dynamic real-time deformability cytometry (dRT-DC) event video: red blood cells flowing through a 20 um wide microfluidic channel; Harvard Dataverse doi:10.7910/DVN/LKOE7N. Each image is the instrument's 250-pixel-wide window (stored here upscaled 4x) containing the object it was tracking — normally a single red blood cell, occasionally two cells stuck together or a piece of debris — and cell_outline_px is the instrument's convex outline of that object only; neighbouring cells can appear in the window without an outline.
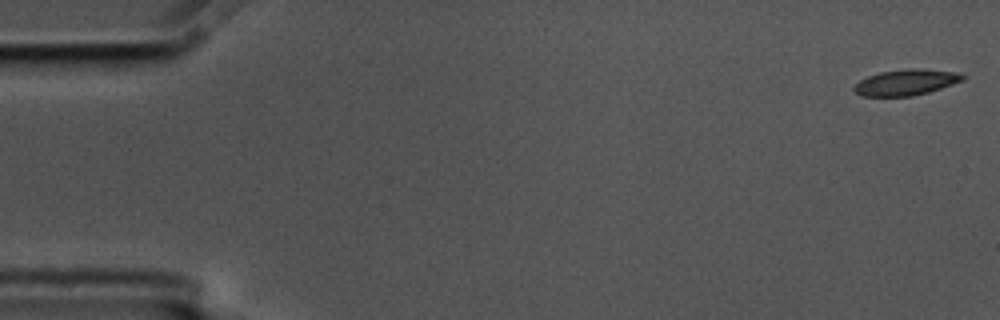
{"species": "common noctule bat (a hibernating species)", "species_latin": "Nyctalus noctula", "temperature_condition": "cold", "stored_images_in_passage": 56, "camera_frame_rate_fps": 3000, "um_per_image_px": 0.085, "animal": {"sex": "male", "body_mass_g": 17.5, "forearm_length_mm": 52.3}, "frame": {"image": 1, "passage_image": 1, "time_ms": 0.0, "image_size_px": [1000, 320], "cell_outline_px": [[968, 76], [964, 80], [928, 92], [912, 96], [860, 96], [852, 88], [860, 80], [868, 76], [880, 72], [908, 68], [920, 68], [960, 72]], "centroid_in_image_um": [77.05, 6.98], "position_along_channel_um": 7.9, "area_um2": 16.53}}
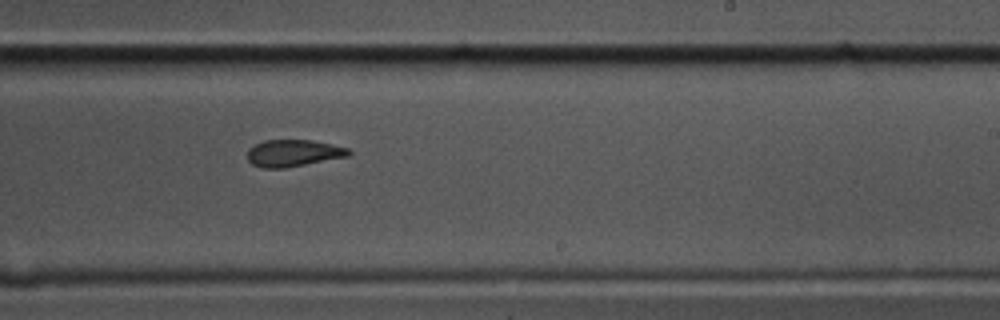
{"frame": {"image": 2, "passage_image": 34, "time_ms": 11.0, "image_size_px": [1000, 320], "cell_outline_px": [[352, 152], [348, 156], [284, 168], [260, 168], [252, 164], [248, 160], [248, 148], [252, 144], [264, 140], [312, 140], [332, 144], [348, 148]], "centroid_in_image_um": [24.89, 13.0], "position_along_channel_um": 264.1, "area_um2": 15.95}}
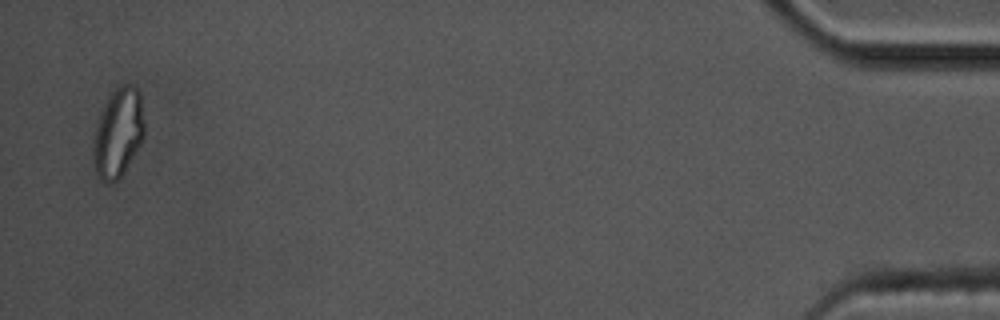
{"frame": {"image": 3, "passage_image": 55, "time_ms": 18.0, "image_size_px": [1000, 320], "cell_outline_px": [[144, 136], [140, 144], [120, 176], [116, 180], [100, 180], [96, 172], [92, 148], [96, 128], [104, 104], [112, 92], [116, 88], [124, 84], [132, 84], [140, 92], [144, 120]], "centroid_in_image_um": [10.05, 11.23], "position_along_channel_um": 425.1, "area_um2": 25.89}, "authors_computed_cell_mechanics": {"area_um2": 16.8487, "velocity_mm_per_s": 3.5525, "shape_relaxation_time_tau1_ms": null, "shape_relaxation_time_tau2_ms": 2.6992, "deformation_change_tau1": null, "deformation_change_tau2": 0.0765}}